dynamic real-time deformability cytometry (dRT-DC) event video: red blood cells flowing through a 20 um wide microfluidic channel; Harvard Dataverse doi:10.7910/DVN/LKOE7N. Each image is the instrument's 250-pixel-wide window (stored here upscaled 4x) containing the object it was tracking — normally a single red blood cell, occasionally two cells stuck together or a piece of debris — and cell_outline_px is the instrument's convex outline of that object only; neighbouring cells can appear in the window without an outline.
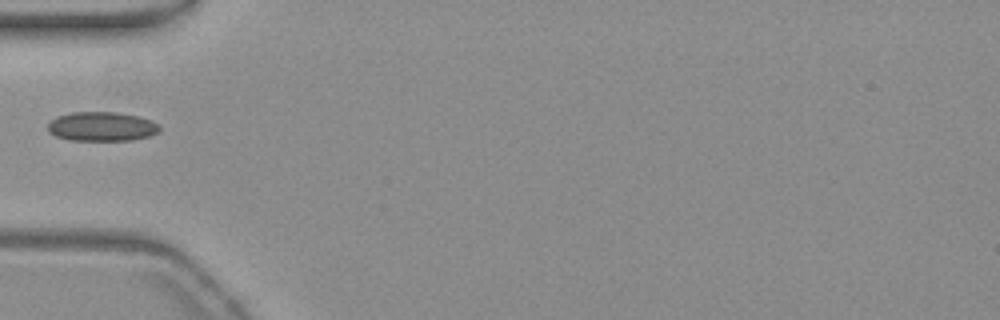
{"species": "common noctule bat (a hibernating species)", "species_latin": "Nyctalus noctula", "temperature_condition": "warm", "stored_images_in_passage": 9, "camera_frame_rate_fps": 3000, "um_per_image_px": 0.085, "animal": {"sex": "female", "body_mass_g": 19.3, "forearm_length_mm": 54.1}, "frame": {"image": 1, "passage_image": 1, "time_ms": 0.0, "image_size_px": [1000, 320], "cell_outline_px": [[160, 132], [148, 136], [132, 140], [72, 140], [56, 136], [48, 132], [48, 124], [56, 116], [72, 112], [116, 112], [140, 116], [160, 124]], "centroid_in_image_um": [8.67, 10.74], "position_along_channel_um": 76.3, "area_um2": 19.13}}
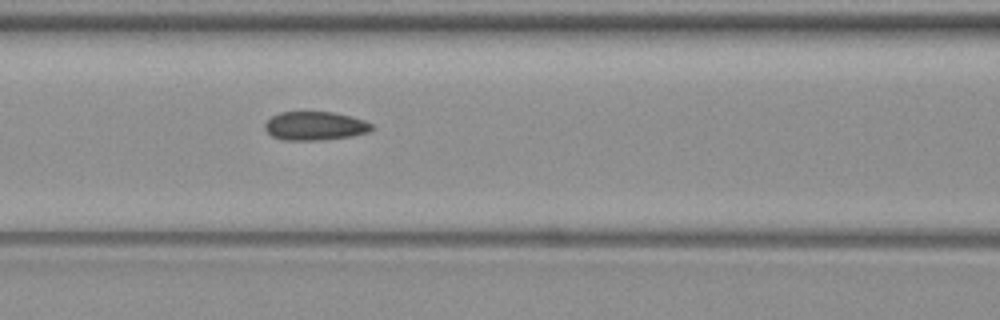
{"frame": {"image": 2, "passage_image": 6, "time_ms": 1.667, "image_size_px": [1000, 320], "cell_outline_px": [[372, 128], [368, 132], [352, 136], [320, 140], [284, 140], [272, 136], [264, 128], [264, 124], [272, 116], [280, 112], [332, 112], [352, 116], [364, 120], [372, 124]], "centroid_in_image_um": [26.77, 10.7], "position_along_channel_um": 139.8, "area_um2": 17.8}}